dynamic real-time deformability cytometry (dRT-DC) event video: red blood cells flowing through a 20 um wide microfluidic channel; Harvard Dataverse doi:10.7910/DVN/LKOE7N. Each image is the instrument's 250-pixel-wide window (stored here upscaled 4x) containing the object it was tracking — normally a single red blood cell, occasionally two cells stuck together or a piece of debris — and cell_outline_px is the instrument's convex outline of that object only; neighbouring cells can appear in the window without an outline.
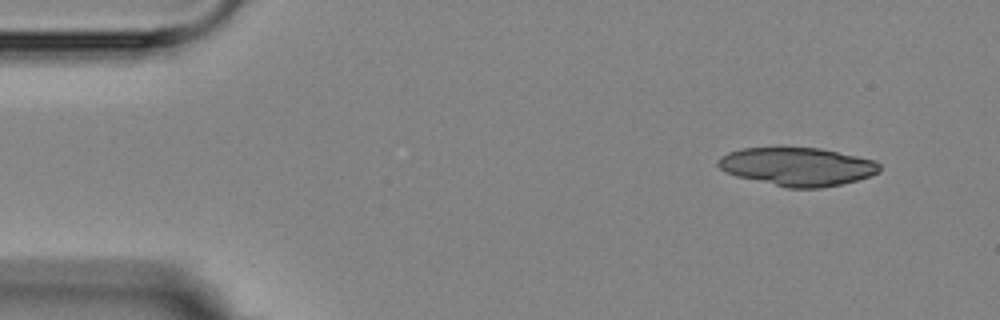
{"species": "Egyptian fruit bat (a non-hibernating species)", "species_latin": "Rousettus aegyptiacus", "temperature_condition": "room temperature", "stored_images_in_passage": 5, "camera_frame_rate_fps": 3000, "um_per_image_px": 0.085, "animal": {"sex": "female"}, "frame": {"image": 1, "passage_image": 1, "time_ms": 0.0, "image_size_px": [1000, 320], "cell_outline_px": [[880, 172], [856, 180], [840, 184], [820, 188], [788, 188], [736, 176], [724, 172], [716, 164], [716, 160], [720, 156], [728, 152], [744, 148], [820, 148], [856, 156], [872, 160], [880, 164]], "centroid_in_image_um": [67.73, 14.16], "position_along_channel_um": 17.3, "area_um2": 35.84}}